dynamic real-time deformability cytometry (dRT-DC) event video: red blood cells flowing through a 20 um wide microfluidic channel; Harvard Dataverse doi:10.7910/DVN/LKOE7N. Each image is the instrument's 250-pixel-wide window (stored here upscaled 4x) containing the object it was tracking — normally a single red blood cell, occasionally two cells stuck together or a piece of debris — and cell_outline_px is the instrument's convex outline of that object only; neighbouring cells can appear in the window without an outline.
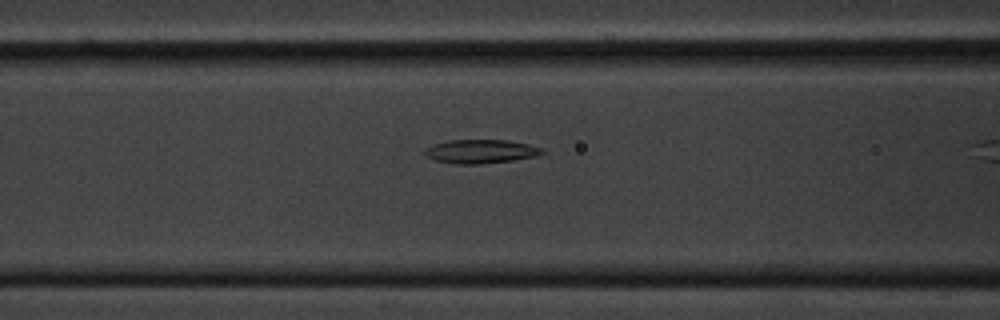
{"species": "common noctule bat (a hibernating species)", "species_latin": "Nyctalus noctula", "temperature_condition": "cold", "stored_images_in_passage": 9, "camera_frame_rate_fps": 3000, "um_per_image_px": 0.085, "animal": {"sex": "male", "body_mass_g": 20.1, "forearm_length_mm": 53.5}, "frame": {"image": 1, "passage_image": 7, "time_ms": 2.0, "image_size_px": [1000, 320], "cell_outline_px": [[544, 152], [536, 156], [512, 160], [480, 164], [456, 164], [436, 160], [428, 156], [424, 152], [424, 148], [432, 144], [448, 140], [504, 140], [528, 144], [544, 148]], "centroid_in_image_um": [40.85, 12.86], "position_along_channel_um": 125.8, "area_um2": 16.18}}